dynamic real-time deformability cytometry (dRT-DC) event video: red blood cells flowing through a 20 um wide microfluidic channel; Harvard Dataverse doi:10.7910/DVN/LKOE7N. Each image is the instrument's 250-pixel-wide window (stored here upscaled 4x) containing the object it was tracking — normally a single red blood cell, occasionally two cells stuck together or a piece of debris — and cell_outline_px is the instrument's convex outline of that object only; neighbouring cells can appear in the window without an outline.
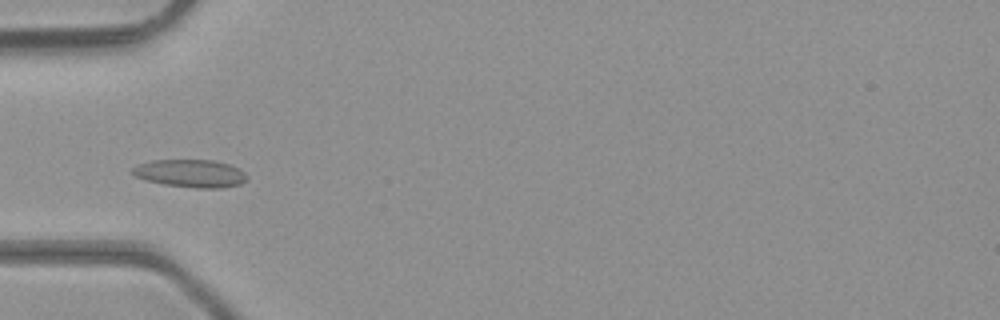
{"species": "common noctule bat (a hibernating species)", "species_latin": "Nyctalus noctula", "temperature_condition": "room temperature", "stored_images_in_passage": 37, "camera_frame_rate_fps": 3000, "um_per_image_px": 0.085, "animal": {"sex": "male", "body_mass_g": 23.1, "forearm_length_mm": 52.7}, "frame": {"image": 1, "passage_image": 7, "time_ms": 2.0, "image_size_px": [1000, 320], "cell_outline_px": [[248, 176], [240, 184], [220, 188], [196, 188], [164, 184], [144, 180], [136, 176], [132, 172], [132, 168], [136, 164], [152, 160], [216, 160], [240, 168]], "centroid_in_image_um": [16.18, 14.73], "position_along_channel_um": 68.8, "area_um2": 18.61}}
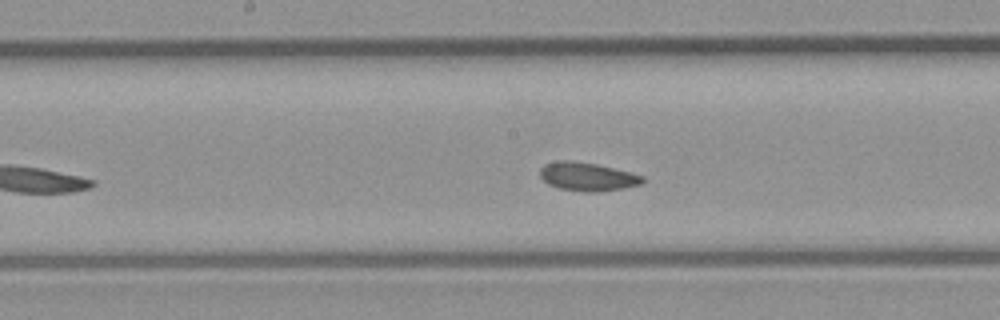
{"frame": {"image": 2, "passage_image": 16, "time_ms": 5.0, "image_size_px": [1000, 320], "cell_outline_px": [[644, 180], [640, 184], [624, 188], [596, 192], [584, 192], [560, 188], [548, 184], [540, 176], [540, 168], [544, 164], [556, 160], [572, 160], [596, 164], [632, 172], [644, 176]], "centroid_in_image_um": [49.92, 15.0], "position_along_channel_um": 198.3, "area_um2": 17.11}}
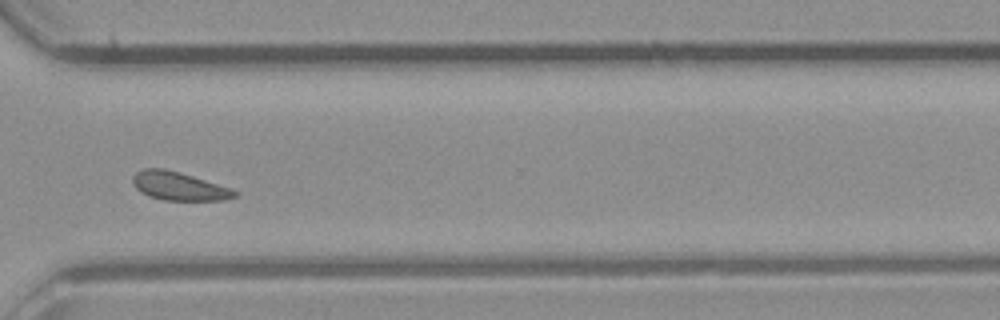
{"frame": {"image": 3, "passage_image": 27, "time_ms": 8.667, "image_size_px": [1000, 320], "cell_outline_px": [[240, 192], [236, 196], [224, 200], [164, 200], [148, 196], [140, 192], [132, 184], [132, 176], [136, 172], [144, 168], [164, 168], [192, 176]], "centroid_in_image_um": [15.14, 15.82], "position_along_channel_um": 355.5, "area_um2": 16.7}, "authors_computed_cell_mechanics": {"area_um2": 16.762, "velocity_mm_per_s": 4.2896, "shape_relaxation_time_tau1_ms": null, "shape_relaxation_time_tau2_ms": 2.7471, "deformation_change_tau1": null, "deformation_change_tau2": 0.0797}}